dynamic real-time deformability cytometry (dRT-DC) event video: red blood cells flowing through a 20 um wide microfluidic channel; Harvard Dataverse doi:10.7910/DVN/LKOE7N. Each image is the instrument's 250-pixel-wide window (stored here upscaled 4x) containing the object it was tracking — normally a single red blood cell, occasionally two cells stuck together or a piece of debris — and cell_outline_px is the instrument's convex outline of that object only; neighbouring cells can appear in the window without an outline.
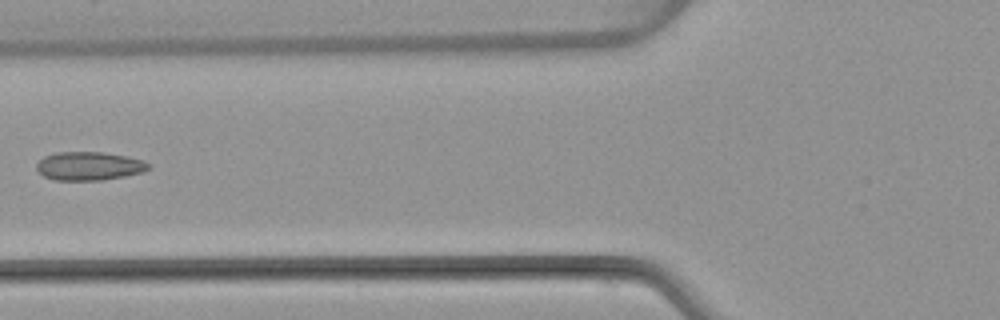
{"species": "common noctule bat (a hibernating species)", "species_latin": "Nyctalus noctula", "temperature_condition": "warm", "stored_images_in_passage": 6, "camera_frame_rate_fps": 3000, "um_per_image_px": 0.085, "animal": {"sex": "female", "body_mass_g": 22.7, "forearm_length_mm": 54.2}, "frame": {"image": 1, "passage_image": 6, "time_ms": 7.667, "image_size_px": [1000, 320], "cell_outline_px": [[148, 168], [144, 172], [124, 176], [100, 180], [56, 180], [44, 176], [36, 168], [36, 164], [44, 156], [56, 152], [104, 152], [128, 156], [144, 160], [148, 164]], "centroid_in_image_um": [7.57, 14.1], "position_along_channel_um": 118.2, "area_um2": 18.55}}